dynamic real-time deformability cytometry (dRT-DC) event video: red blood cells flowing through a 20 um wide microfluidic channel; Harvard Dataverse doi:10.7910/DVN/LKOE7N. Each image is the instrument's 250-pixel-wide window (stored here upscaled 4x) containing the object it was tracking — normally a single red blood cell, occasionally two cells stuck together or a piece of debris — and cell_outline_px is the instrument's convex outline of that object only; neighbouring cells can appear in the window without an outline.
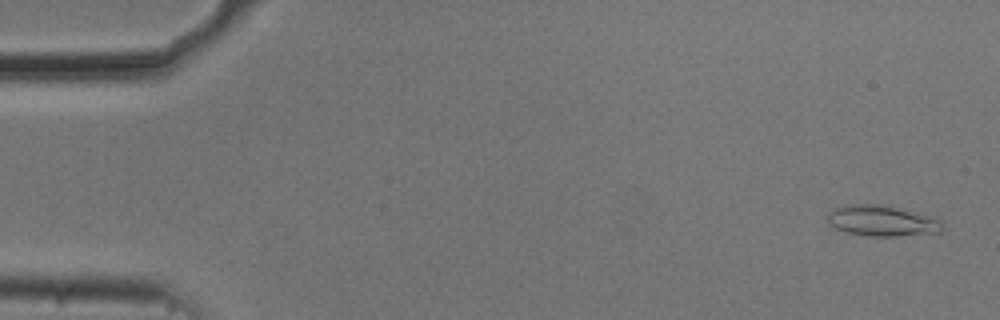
{"species": "common noctule bat (a hibernating species)", "species_latin": "Nyctalus noctula", "temperature_condition": "cold", "stored_images_in_passage": 54, "camera_frame_rate_fps": 3000, "um_per_image_px": 0.085, "animal": {"sex": "male", "body_mass_g": 20.5, "forearm_length_mm": 52.5}, "frame": {"image": 1, "passage_image": 2, "time_ms": 0.333, "image_size_px": [1000, 320], "cell_outline_px": [[944, 228], [940, 232], [896, 236], [872, 236], [844, 232], [828, 224], [828, 212], [836, 208], [848, 204], [880, 204], [940, 216]], "centroid_in_image_um": [75.05, 18.75], "position_along_channel_um": 10.0, "area_um2": 21.04}}
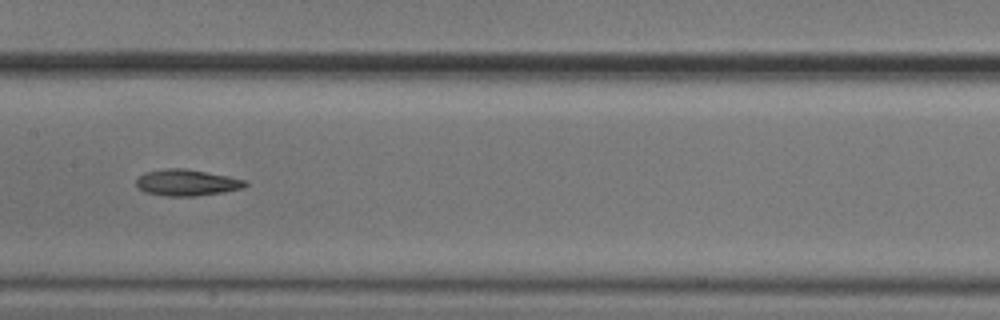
{"frame": {"image": 2, "passage_image": 27, "time_ms": 8.667, "image_size_px": [1000, 320], "cell_outline_px": [[248, 184], [244, 188], [224, 192], [196, 196], [164, 196], [144, 192], [136, 184], [136, 180], [144, 172], [164, 168], [184, 168], [228, 176], [248, 180]], "centroid_in_image_um": [15.9, 15.52], "position_along_channel_um": 191.5, "area_um2": 16.88}}
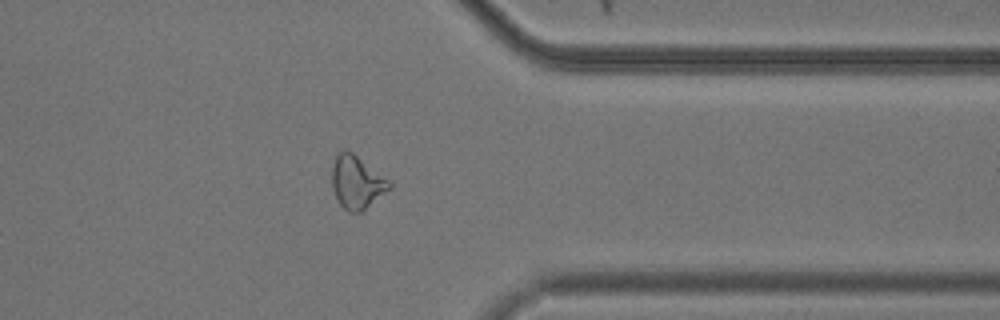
{"frame": {"image": 3, "passage_image": 43, "time_ms": 14.0, "image_size_px": [1000, 320], "cell_outline_px": [[392, 188], [360, 212], [348, 212], [340, 204], [332, 188], [332, 168], [336, 156], [340, 152], [352, 152], [392, 180]], "centroid_in_image_um": [30.37, 15.5], "position_along_channel_um": 381.0, "area_um2": 17.69}, "authors_computed_cell_mechanics": {"area_um2": 17.6868, "velocity_mm_per_s": 3.7131, "shape_relaxation_time_tau1_ms": 10.6415, "shape_relaxation_time_tau2_ms": 10.5186, "deformation_change_tau1": 0.219, "deformation_change_tau2": 0.2358}}